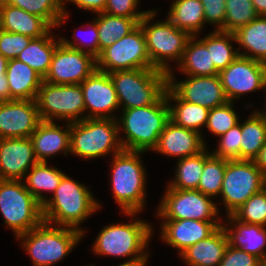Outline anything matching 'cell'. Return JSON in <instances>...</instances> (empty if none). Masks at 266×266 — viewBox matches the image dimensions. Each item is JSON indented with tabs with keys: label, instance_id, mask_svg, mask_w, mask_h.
Instances as JSON below:
<instances>
[{
	"label": "cell",
	"instance_id": "cell-1",
	"mask_svg": "<svg viewBox=\"0 0 266 266\" xmlns=\"http://www.w3.org/2000/svg\"><path fill=\"white\" fill-rule=\"evenodd\" d=\"M100 208L101 204L85 185L65 174L53 196L43 204L42 214L46 223L85 233L78 225Z\"/></svg>",
	"mask_w": 266,
	"mask_h": 266
},
{
	"label": "cell",
	"instance_id": "cell-2",
	"mask_svg": "<svg viewBox=\"0 0 266 266\" xmlns=\"http://www.w3.org/2000/svg\"><path fill=\"white\" fill-rule=\"evenodd\" d=\"M120 118V119H119ZM117 118L122 149L146 152L156 147L158 138L170 121V109L164 93L154 104L124 109ZM119 120V121H118ZM122 124V125H121Z\"/></svg>",
	"mask_w": 266,
	"mask_h": 266
},
{
	"label": "cell",
	"instance_id": "cell-3",
	"mask_svg": "<svg viewBox=\"0 0 266 266\" xmlns=\"http://www.w3.org/2000/svg\"><path fill=\"white\" fill-rule=\"evenodd\" d=\"M142 153L122 149L113 156L111 164L113 197L123 214L130 217L142 212L146 203V171L138 156Z\"/></svg>",
	"mask_w": 266,
	"mask_h": 266
},
{
	"label": "cell",
	"instance_id": "cell-4",
	"mask_svg": "<svg viewBox=\"0 0 266 266\" xmlns=\"http://www.w3.org/2000/svg\"><path fill=\"white\" fill-rule=\"evenodd\" d=\"M84 236L73 228L42 222L39 226L19 235L21 246L30 255L33 266H52L63 260Z\"/></svg>",
	"mask_w": 266,
	"mask_h": 266
},
{
	"label": "cell",
	"instance_id": "cell-5",
	"mask_svg": "<svg viewBox=\"0 0 266 266\" xmlns=\"http://www.w3.org/2000/svg\"><path fill=\"white\" fill-rule=\"evenodd\" d=\"M156 14V10L149 9L139 25L146 39L151 64L155 69L169 74L171 72L169 61L175 60L179 64L191 35L187 31L178 29L168 19L149 25Z\"/></svg>",
	"mask_w": 266,
	"mask_h": 266
},
{
	"label": "cell",
	"instance_id": "cell-6",
	"mask_svg": "<svg viewBox=\"0 0 266 266\" xmlns=\"http://www.w3.org/2000/svg\"><path fill=\"white\" fill-rule=\"evenodd\" d=\"M117 119L85 118L70 123V153L85 159L122 150Z\"/></svg>",
	"mask_w": 266,
	"mask_h": 266
},
{
	"label": "cell",
	"instance_id": "cell-7",
	"mask_svg": "<svg viewBox=\"0 0 266 266\" xmlns=\"http://www.w3.org/2000/svg\"><path fill=\"white\" fill-rule=\"evenodd\" d=\"M122 110L154 104L168 86V74L155 68L109 73Z\"/></svg>",
	"mask_w": 266,
	"mask_h": 266
},
{
	"label": "cell",
	"instance_id": "cell-8",
	"mask_svg": "<svg viewBox=\"0 0 266 266\" xmlns=\"http://www.w3.org/2000/svg\"><path fill=\"white\" fill-rule=\"evenodd\" d=\"M153 231L149 222L140 219L110 224L102 228L93 243L92 251L98 255L130 257L129 260H134L148 253L145 250Z\"/></svg>",
	"mask_w": 266,
	"mask_h": 266
},
{
	"label": "cell",
	"instance_id": "cell-9",
	"mask_svg": "<svg viewBox=\"0 0 266 266\" xmlns=\"http://www.w3.org/2000/svg\"><path fill=\"white\" fill-rule=\"evenodd\" d=\"M0 211L7 228L12 229L16 237L44 221L42 205L22 180L0 179Z\"/></svg>",
	"mask_w": 266,
	"mask_h": 266
},
{
	"label": "cell",
	"instance_id": "cell-10",
	"mask_svg": "<svg viewBox=\"0 0 266 266\" xmlns=\"http://www.w3.org/2000/svg\"><path fill=\"white\" fill-rule=\"evenodd\" d=\"M35 101L43 121L55 122L59 119L72 123L85 119V102L80 84L42 81Z\"/></svg>",
	"mask_w": 266,
	"mask_h": 266
},
{
	"label": "cell",
	"instance_id": "cell-11",
	"mask_svg": "<svg viewBox=\"0 0 266 266\" xmlns=\"http://www.w3.org/2000/svg\"><path fill=\"white\" fill-rule=\"evenodd\" d=\"M265 187L266 176L253 160H228L220 193L227 215Z\"/></svg>",
	"mask_w": 266,
	"mask_h": 266
},
{
	"label": "cell",
	"instance_id": "cell-12",
	"mask_svg": "<svg viewBox=\"0 0 266 266\" xmlns=\"http://www.w3.org/2000/svg\"><path fill=\"white\" fill-rule=\"evenodd\" d=\"M149 68L154 67L151 64L146 48V39L140 25L103 49L96 58V69L105 73Z\"/></svg>",
	"mask_w": 266,
	"mask_h": 266
},
{
	"label": "cell",
	"instance_id": "cell-13",
	"mask_svg": "<svg viewBox=\"0 0 266 266\" xmlns=\"http://www.w3.org/2000/svg\"><path fill=\"white\" fill-rule=\"evenodd\" d=\"M211 197L199 190H179L167 187L158 206L156 216L162 220L220 221L218 210ZM219 213V214H218Z\"/></svg>",
	"mask_w": 266,
	"mask_h": 266
},
{
	"label": "cell",
	"instance_id": "cell-14",
	"mask_svg": "<svg viewBox=\"0 0 266 266\" xmlns=\"http://www.w3.org/2000/svg\"><path fill=\"white\" fill-rule=\"evenodd\" d=\"M227 99L234 102L245 93L266 87V64L239 55L230 65L219 72Z\"/></svg>",
	"mask_w": 266,
	"mask_h": 266
},
{
	"label": "cell",
	"instance_id": "cell-15",
	"mask_svg": "<svg viewBox=\"0 0 266 266\" xmlns=\"http://www.w3.org/2000/svg\"><path fill=\"white\" fill-rule=\"evenodd\" d=\"M95 70L96 58L91 54L60 43L54 51L43 81L52 84H81Z\"/></svg>",
	"mask_w": 266,
	"mask_h": 266
},
{
	"label": "cell",
	"instance_id": "cell-16",
	"mask_svg": "<svg viewBox=\"0 0 266 266\" xmlns=\"http://www.w3.org/2000/svg\"><path fill=\"white\" fill-rule=\"evenodd\" d=\"M80 86L87 112L85 118L117 119L112 112L116 111L120 104L109 73L96 69Z\"/></svg>",
	"mask_w": 266,
	"mask_h": 266
},
{
	"label": "cell",
	"instance_id": "cell-17",
	"mask_svg": "<svg viewBox=\"0 0 266 266\" xmlns=\"http://www.w3.org/2000/svg\"><path fill=\"white\" fill-rule=\"evenodd\" d=\"M173 71L168 74V85L184 100L193 104L213 109L224 105L227 99L219 75L188 76L177 81Z\"/></svg>",
	"mask_w": 266,
	"mask_h": 266
},
{
	"label": "cell",
	"instance_id": "cell-18",
	"mask_svg": "<svg viewBox=\"0 0 266 266\" xmlns=\"http://www.w3.org/2000/svg\"><path fill=\"white\" fill-rule=\"evenodd\" d=\"M41 121L35 100L0 102V139L30 138Z\"/></svg>",
	"mask_w": 266,
	"mask_h": 266
},
{
	"label": "cell",
	"instance_id": "cell-19",
	"mask_svg": "<svg viewBox=\"0 0 266 266\" xmlns=\"http://www.w3.org/2000/svg\"><path fill=\"white\" fill-rule=\"evenodd\" d=\"M37 163L30 138L0 139V179L23 181Z\"/></svg>",
	"mask_w": 266,
	"mask_h": 266
},
{
	"label": "cell",
	"instance_id": "cell-20",
	"mask_svg": "<svg viewBox=\"0 0 266 266\" xmlns=\"http://www.w3.org/2000/svg\"><path fill=\"white\" fill-rule=\"evenodd\" d=\"M161 239L176 248L179 255L189 246L208 238L221 225L220 221L162 220Z\"/></svg>",
	"mask_w": 266,
	"mask_h": 266
},
{
	"label": "cell",
	"instance_id": "cell-21",
	"mask_svg": "<svg viewBox=\"0 0 266 266\" xmlns=\"http://www.w3.org/2000/svg\"><path fill=\"white\" fill-rule=\"evenodd\" d=\"M206 148L202 133L175 125L171 120L166 124L153 151L183 159L196 155Z\"/></svg>",
	"mask_w": 266,
	"mask_h": 266
},
{
	"label": "cell",
	"instance_id": "cell-22",
	"mask_svg": "<svg viewBox=\"0 0 266 266\" xmlns=\"http://www.w3.org/2000/svg\"><path fill=\"white\" fill-rule=\"evenodd\" d=\"M65 129L54 121H41L30 139L38 162H47V159L56 153L63 152L67 157L70 153V123Z\"/></svg>",
	"mask_w": 266,
	"mask_h": 266
},
{
	"label": "cell",
	"instance_id": "cell-23",
	"mask_svg": "<svg viewBox=\"0 0 266 266\" xmlns=\"http://www.w3.org/2000/svg\"><path fill=\"white\" fill-rule=\"evenodd\" d=\"M229 245L223 224L208 238L184 250L180 257L188 266H219Z\"/></svg>",
	"mask_w": 266,
	"mask_h": 266
},
{
	"label": "cell",
	"instance_id": "cell-24",
	"mask_svg": "<svg viewBox=\"0 0 266 266\" xmlns=\"http://www.w3.org/2000/svg\"><path fill=\"white\" fill-rule=\"evenodd\" d=\"M227 224L233 225L230 228L229 225L224 224L223 227L227 233L229 245L241 249L246 253H250L260 260L266 256L264 251L266 245V226L259 224H248L240 222L232 215H226Z\"/></svg>",
	"mask_w": 266,
	"mask_h": 266
},
{
	"label": "cell",
	"instance_id": "cell-25",
	"mask_svg": "<svg viewBox=\"0 0 266 266\" xmlns=\"http://www.w3.org/2000/svg\"><path fill=\"white\" fill-rule=\"evenodd\" d=\"M1 29L31 38L46 35L53 27L42 17L29 14L21 8L0 4Z\"/></svg>",
	"mask_w": 266,
	"mask_h": 266
},
{
	"label": "cell",
	"instance_id": "cell-26",
	"mask_svg": "<svg viewBox=\"0 0 266 266\" xmlns=\"http://www.w3.org/2000/svg\"><path fill=\"white\" fill-rule=\"evenodd\" d=\"M6 76L10 100H35L43 78L18 59L8 61Z\"/></svg>",
	"mask_w": 266,
	"mask_h": 266
},
{
	"label": "cell",
	"instance_id": "cell-27",
	"mask_svg": "<svg viewBox=\"0 0 266 266\" xmlns=\"http://www.w3.org/2000/svg\"><path fill=\"white\" fill-rule=\"evenodd\" d=\"M165 94L170 109V120L177 126L201 133L199 130L203 125H207L209 109L184 101L169 85ZM171 101L176 104L171 105Z\"/></svg>",
	"mask_w": 266,
	"mask_h": 266
},
{
	"label": "cell",
	"instance_id": "cell-28",
	"mask_svg": "<svg viewBox=\"0 0 266 266\" xmlns=\"http://www.w3.org/2000/svg\"><path fill=\"white\" fill-rule=\"evenodd\" d=\"M236 43L244 52L239 55L266 64V16H258L234 32Z\"/></svg>",
	"mask_w": 266,
	"mask_h": 266
},
{
	"label": "cell",
	"instance_id": "cell-29",
	"mask_svg": "<svg viewBox=\"0 0 266 266\" xmlns=\"http://www.w3.org/2000/svg\"><path fill=\"white\" fill-rule=\"evenodd\" d=\"M52 34L50 30L46 35L32 38L16 58L34 69L42 78L46 76L54 51L61 43L60 37L56 39Z\"/></svg>",
	"mask_w": 266,
	"mask_h": 266
},
{
	"label": "cell",
	"instance_id": "cell-30",
	"mask_svg": "<svg viewBox=\"0 0 266 266\" xmlns=\"http://www.w3.org/2000/svg\"><path fill=\"white\" fill-rule=\"evenodd\" d=\"M197 36H191L187 42L183 57L179 62V70L187 76L219 75L211 61L210 51Z\"/></svg>",
	"mask_w": 266,
	"mask_h": 266
},
{
	"label": "cell",
	"instance_id": "cell-31",
	"mask_svg": "<svg viewBox=\"0 0 266 266\" xmlns=\"http://www.w3.org/2000/svg\"><path fill=\"white\" fill-rule=\"evenodd\" d=\"M167 19L178 29L197 36L204 28V9L200 0H174Z\"/></svg>",
	"mask_w": 266,
	"mask_h": 266
},
{
	"label": "cell",
	"instance_id": "cell-32",
	"mask_svg": "<svg viewBox=\"0 0 266 266\" xmlns=\"http://www.w3.org/2000/svg\"><path fill=\"white\" fill-rule=\"evenodd\" d=\"M26 175L24 178V180L26 179L24 182L26 189L43 206L47 198L42 194V191L54 194L65 173L52 166L49 167L47 162H38Z\"/></svg>",
	"mask_w": 266,
	"mask_h": 266
},
{
	"label": "cell",
	"instance_id": "cell-33",
	"mask_svg": "<svg viewBox=\"0 0 266 266\" xmlns=\"http://www.w3.org/2000/svg\"><path fill=\"white\" fill-rule=\"evenodd\" d=\"M64 0H0V4L21 8L29 14L42 17L53 28L64 23L69 17Z\"/></svg>",
	"mask_w": 266,
	"mask_h": 266
},
{
	"label": "cell",
	"instance_id": "cell-34",
	"mask_svg": "<svg viewBox=\"0 0 266 266\" xmlns=\"http://www.w3.org/2000/svg\"><path fill=\"white\" fill-rule=\"evenodd\" d=\"M97 21L99 54L106 47L133 31L142 19L119 17L108 15L104 12L98 13Z\"/></svg>",
	"mask_w": 266,
	"mask_h": 266
},
{
	"label": "cell",
	"instance_id": "cell-35",
	"mask_svg": "<svg viewBox=\"0 0 266 266\" xmlns=\"http://www.w3.org/2000/svg\"><path fill=\"white\" fill-rule=\"evenodd\" d=\"M205 148L202 152L179 159L175 173V179L170 181L168 186L179 190H197L204 162L212 155Z\"/></svg>",
	"mask_w": 266,
	"mask_h": 266
},
{
	"label": "cell",
	"instance_id": "cell-36",
	"mask_svg": "<svg viewBox=\"0 0 266 266\" xmlns=\"http://www.w3.org/2000/svg\"><path fill=\"white\" fill-rule=\"evenodd\" d=\"M240 141V160H254L266 143V123L257 111L241 123Z\"/></svg>",
	"mask_w": 266,
	"mask_h": 266
},
{
	"label": "cell",
	"instance_id": "cell-37",
	"mask_svg": "<svg viewBox=\"0 0 266 266\" xmlns=\"http://www.w3.org/2000/svg\"><path fill=\"white\" fill-rule=\"evenodd\" d=\"M200 40L210 51L211 61L219 72L225 69L239 56V48L234 50L231 43H236L234 33L214 30Z\"/></svg>",
	"mask_w": 266,
	"mask_h": 266
},
{
	"label": "cell",
	"instance_id": "cell-38",
	"mask_svg": "<svg viewBox=\"0 0 266 266\" xmlns=\"http://www.w3.org/2000/svg\"><path fill=\"white\" fill-rule=\"evenodd\" d=\"M228 159L211 155L205 162L197 190L211 198L221 193Z\"/></svg>",
	"mask_w": 266,
	"mask_h": 266
},
{
	"label": "cell",
	"instance_id": "cell-39",
	"mask_svg": "<svg viewBox=\"0 0 266 266\" xmlns=\"http://www.w3.org/2000/svg\"><path fill=\"white\" fill-rule=\"evenodd\" d=\"M224 32L234 33L259 15L251 0H225Z\"/></svg>",
	"mask_w": 266,
	"mask_h": 266
},
{
	"label": "cell",
	"instance_id": "cell-40",
	"mask_svg": "<svg viewBox=\"0 0 266 266\" xmlns=\"http://www.w3.org/2000/svg\"><path fill=\"white\" fill-rule=\"evenodd\" d=\"M240 222L266 226V187L231 214Z\"/></svg>",
	"mask_w": 266,
	"mask_h": 266
},
{
	"label": "cell",
	"instance_id": "cell-41",
	"mask_svg": "<svg viewBox=\"0 0 266 266\" xmlns=\"http://www.w3.org/2000/svg\"><path fill=\"white\" fill-rule=\"evenodd\" d=\"M234 102L228 101L224 105L209 110L206 127L216 136H221L239 122L236 111L232 108Z\"/></svg>",
	"mask_w": 266,
	"mask_h": 266
},
{
	"label": "cell",
	"instance_id": "cell-42",
	"mask_svg": "<svg viewBox=\"0 0 266 266\" xmlns=\"http://www.w3.org/2000/svg\"><path fill=\"white\" fill-rule=\"evenodd\" d=\"M219 137V146L211 154L228 160H240L241 123L238 122Z\"/></svg>",
	"mask_w": 266,
	"mask_h": 266
},
{
	"label": "cell",
	"instance_id": "cell-43",
	"mask_svg": "<svg viewBox=\"0 0 266 266\" xmlns=\"http://www.w3.org/2000/svg\"><path fill=\"white\" fill-rule=\"evenodd\" d=\"M31 37L20 33L0 30V53L8 60L16 59L31 41Z\"/></svg>",
	"mask_w": 266,
	"mask_h": 266
},
{
	"label": "cell",
	"instance_id": "cell-44",
	"mask_svg": "<svg viewBox=\"0 0 266 266\" xmlns=\"http://www.w3.org/2000/svg\"><path fill=\"white\" fill-rule=\"evenodd\" d=\"M140 0H107L104 13L112 16L142 19L146 11H137Z\"/></svg>",
	"mask_w": 266,
	"mask_h": 266
},
{
	"label": "cell",
	"instance_id": "cell-45",
	"mask_svg": "<svg viewBox=\"0 0 266 266\" xmlns=\"http://www.w3.org/2000/svg\"><path fill=\"white\" fill-rule=\"evenodd\" d=\"M204 9L205 24L215 25L214 30L224 32V21L226 15L225 0H200ZM217 25V26H216Z\"/></svg>",
	"mask_w": 266,
	"mask_h": 266
},
{
	"label": "cell",
	"instance_id": "cell-46",
	"mask_svg": "<svg viewBox=\"0 0 266 266\" xmlns=\"http://www.w3.org/2000/svg\"><path fill=\"white\" fill-rule=\"evenodd\" d=\"M89 24H90L89 28H91V30H90V37L91 38L89 39L90 42L84 43L85 42L84 41L83 45H82V41H81V43L78 42V44H77L76 41H77L78 37L76 38L75 37L76 35H73L74 39L72 41H69L68 39L60 37V42L68 48L80 50L82 52L91 54L94 58H97L99 56V38H98V28H97L96 19L94 18V21L92 20V23L89 22Z\"/></svg>",
	"mask_w": 266,
	"mask_h": 266
},
{
	"label": "cell",
	"instance_id": "cell-47",
	"mask_svg": "<svg viewBox=\"0 0 266 266\" xmlns=\"http://www.w3.org/2000/svg\"><path fill=\"white\" fill-rule=\"evenodd\" d=\"M260 259L228 245L219 266H259Z\"/></svg>",
	"mask_w": 266,
	"mask_h": 266
},
{
	"label": "cell",
	"instance_id": "cell-48",
	"mask_svg": "<svg viewBox=\"0 0 266 266\" xmlns=\"http://www.w3.org/2000/svg\"><path fill=\"white\" fill-rule=\"evenodd\" d=\"M8 61L9 60L0 53V102H7L10 100V90L6 76Z\"/></svg>",
	"mask_w": 266,
	"mask_h": 266
},
{
	"label": "cell",
	"instance_id": "cell-49",
	"mask_svg": "<svg viewBox=\"0 0 266 266\" xmlns=\"http://www.w3.org/2000/svg\"><path fill=\"white\" fill-rule=\"evenodd\" d=\"M77 5L80 9L95 12L96 14L102 13L105 10L107 0H64Z\"/></svg>",
	"mask_w": 266,
	"mask_h": 266
},
{
	"label": "cell",
	"instance_id": "cell-50",
	"mask_svg": "<svg viewBox=\"0 0 266 266\" xmlns=\"http://www.w3.org/2000/svg\"><path fill=\"white\" fill-rule=\"evenodd\" d=\"M256 166L266 176V143L260 149L258 156L253 160Z\"/></svg>",
	"mask_w": 266,
	"mask_h": 266
},
{
	"label": "cell",
	"instance_id": "cell-51",
	"mask_svg": "<svg viewBox=\"0 0 266 266\" xmlns=\"http://www.w3.org/2000/svg\"><path fill=\"white\" fill-rule=\"evenodd\" d=\"M149 253H147L145 256L134 259V260H127L124 263L117 265V266H145L147 261H148V255Z\"/></svg>",
	"mask_w": 266,
	"mask_h": 266
},
{
	"label": "cell",
	"instance_id": "cell-52",
	"mask_svg": "<svg viewBox=\"0 0 266 266\" xmlns=\"http://www.w3.org/2000/svg\"><path fill=\"white\" fill-rule=\"evenodd\" d=\"M259 16H266V0H251Z\"/></svg>",
	"mask_w": 266,
	"mask_h": 266
},
{
	"label": "cell",
	"instance_id": "cell-53",
	"mask_svg": "<svg viewBox=\"0 0 266 266\" xmlns=\"http://www.w3.org/2000/svg\"><path fill=\"white\" fill-rule=\"evenodd\" d=\"M266 91V90H265ZM265 110H266V106H265ZM257 113L262 117V119L265 121L266 123V111L265 112H260V111H257Z\"/></svg>",
	"mask_w": 266,
	"mask_h": 266
},
{
	"label": "cell",
	"instance_id": "cell-54",
	"mask_svg": "<svg viewBox=\"0 0 266 266\" xmlns=\"http://www.w3.org/2000/svg\"><path fill=\"white\" fill-rule=\"evenodd\" d=\"M259 266H266V256L260 260Z\"/></svg>",
	"mask_w": 266,
	"mask_h": 266
},
{
	"label": "cell",
	"instance_id": "cell-55",
	"mask_svg": "<svg viewBox=\"0 0 266 266\" xmlns=\"http://www.w3.org/2000/svg\"><path fill=\"white\" fill-rule=\"evenodd\" d=\"M0 30H1V13H0Z\"/></svg>",
	"mask_w": 266,
	"mask_h": 266
}]
</instances>
